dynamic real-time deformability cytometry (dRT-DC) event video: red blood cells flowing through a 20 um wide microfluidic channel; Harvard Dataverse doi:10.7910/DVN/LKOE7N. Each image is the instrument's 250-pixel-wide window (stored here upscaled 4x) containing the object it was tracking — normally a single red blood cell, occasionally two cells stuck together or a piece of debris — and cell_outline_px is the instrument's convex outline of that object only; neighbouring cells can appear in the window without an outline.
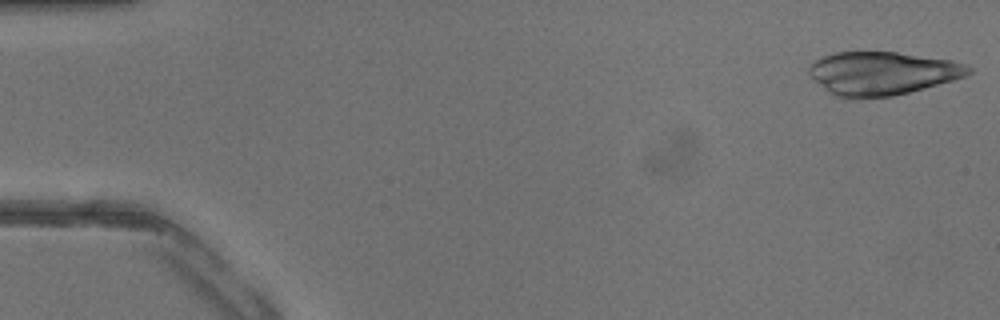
{"species": "common noctule bat (a hibernating species)", "species_latin": "Nyctalus noctula", "temperature_condition": "warm", "stored_images_in_passage": 15, "camera_frame_rate_fps": 3000, "um_per_image_px": 0.085, "animal": {"sex": "male", "body_mass_g": 13.3}, "frame": {"image": 1, "passage_image": 1, "time_ms": 0.0, "image_size_px": [1000, 320], "cell_outline_px": [[972, 72], [964, 76], [952, 80], [924, 88], [892, 96], [860, 100], [840, 100], [828, 92], [808, 72], [808, 68], [816, 60], [824, 56], [836, 52], [896, 52], [952, 60], [968, 64], [972, 68]], "centroid_in_image_um": [74.97, 6.26], "position_along_channel_um": 10.0, "area_um2": 40.58}}